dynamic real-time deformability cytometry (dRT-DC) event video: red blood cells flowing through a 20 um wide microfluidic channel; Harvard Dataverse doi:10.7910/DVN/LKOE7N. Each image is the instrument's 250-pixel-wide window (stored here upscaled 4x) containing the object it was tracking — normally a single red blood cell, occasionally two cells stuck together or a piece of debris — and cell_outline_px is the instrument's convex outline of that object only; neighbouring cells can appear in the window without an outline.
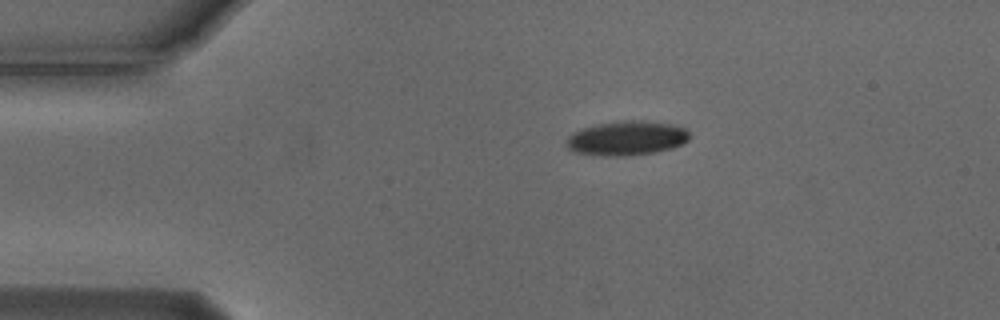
{"species": "Egyptian fruit bat (a non-hibernating species)", "species_latin": "Rousettus aegyptiacus", "temperature_condition": "cold", "stored_images_in_passage": 45, "camera_frame_rate_fps": 3000, "um_per_image_px": 0.085, "animal": {"sex": "male"}, "frame": {"image": 1, "passage_image": 1, "time_ms": 0.0, "image_size_px": [1000, 320], "cell_outline_px": [[688, 140], [684, 144], [672, 148], [656, 152], [628, 156], [604, 156], [576, 152], [568, 148], [564, 144], [564, 140], [572, 132], [596, 124], [620, 120], [644, 120], [672, 124], [684, 128], [688, 132]], "centroid_in_image_um": [53.25, 11.74], "position_along_channel_um": 31.8, "area_um2": 24.97}}
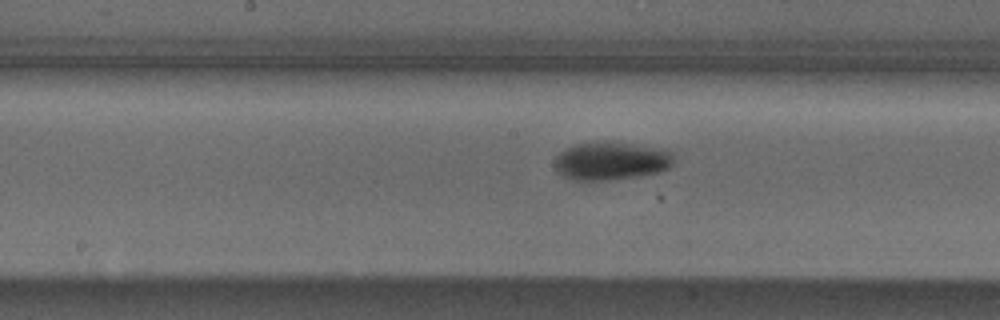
{"frame": {"image": 2, "passage_image": 18, "time_ms": 5.667, "image_size_px": [1000, 320], "cell_outline_px": [[676, 160], [668, 168], [660, 172], [640, 176], [608, 180], [572, 180], [560, 176], [556, 172], [552, 164], [556, 156], [560, 152], [576, 144], [628, 144], [672, 152]], "centroid_in_image_um": [51.89, 13.74], "position_along_channel_um": 196.3, "area_um2": 25.89}}
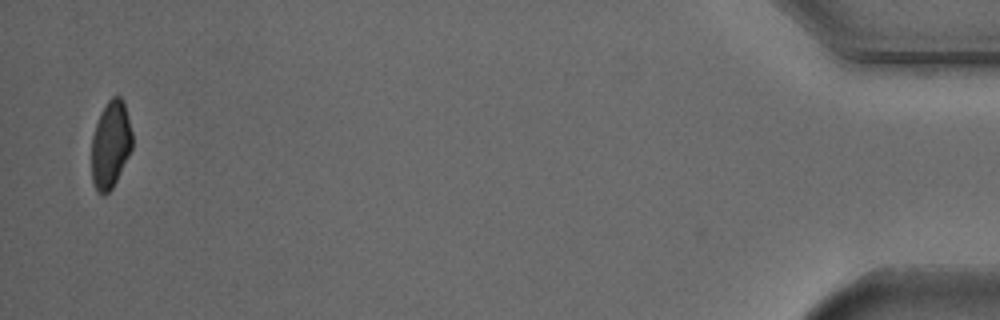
{"frame": {"image": 3, "passage_image": 44, "time_ms": 14.333, "image_size_px": [1000, 320], "cell_outline_px": [[132, 148], [112, 188], [104, 196], [96, 188], [92, 180], [92, 136], [96, 124], [108, 100], [112, 96], [120, 96], [124, 104], [128, 116], [132, 132]], "centroid_in_image_um": [9.4, 12.28], "position_along_channel_um": 425.8, "area_um2": 20.29}, "authors_computed_cell_mechanics": {"area_um2": 25.4898, "velocity_mm_per_s": 3.7222, "shape_relaxation_time_tau1_ms": 3.3677, "shape_relaxation_time_tau2_ms": null, "deformation_change_tau1": 0.1019, "deformation_change_tau2": null}}